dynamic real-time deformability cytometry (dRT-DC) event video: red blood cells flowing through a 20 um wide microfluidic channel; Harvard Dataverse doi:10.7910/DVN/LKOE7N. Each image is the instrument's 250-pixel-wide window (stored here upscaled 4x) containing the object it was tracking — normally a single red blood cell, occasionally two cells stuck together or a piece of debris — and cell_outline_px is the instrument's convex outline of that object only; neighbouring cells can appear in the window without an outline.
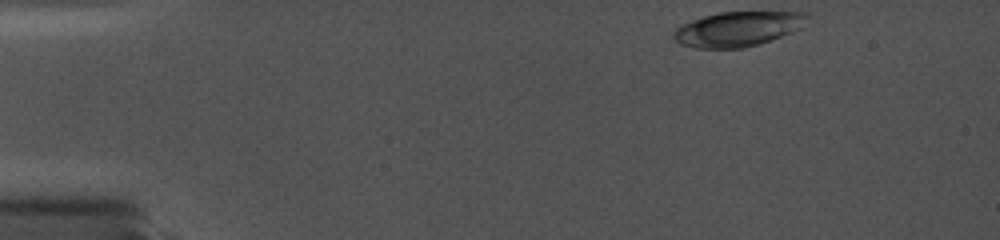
{"species": "common noctule bat (a hibernating species)", "species_latin": "Nyctalus noctula", "temperature_condition": "cold", "stored_images_in_passage": 19, "camera_frame_rate_fps": 5000, "um_per_image_px": 0.085, "animal": {"sex": "female", "body_mass_g": 19.0, "forearm_length_mm": 56.7}, "frame": {"image": 1, "passage_image": 1, "time_ms": 0.0, "image_size_px": [1000, 240], "cell_outline_px": [[800, 16], [788, 32], [780, 36], [760, 44], [744, 48], [696, 48], [680, 44], [676, 40], [676, 28], [692, 20], [704, 16], [720, 12], [796, 12]], "centroid_in_image_um": [62.48, 2.49], "position_along_channel_um": 22.5, "area_um2": 25.37}}
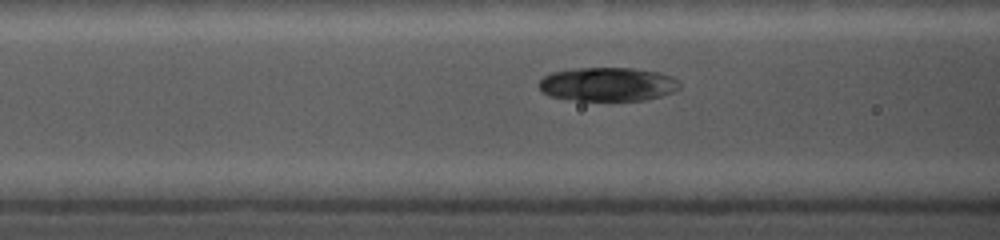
{"frame": {"image": 2, "passage_image": 15, "time_ms": 5.2, "image_size_px": [1000, 240], "cell_outline_px": [[680, 88], [672, 92], [660, 96], [644, 100], [576, 100], [548, 96], [540, 88], [540, 80], [544, 76], [552, 72], [572, 68], [636, 68], [656, 72], [668, 76], [676, 80], [680, 84]], "centroid_in_image_um": [51.63, 7.16], "position_along_channel_um": 115.0, "area_um2": 27.46}}
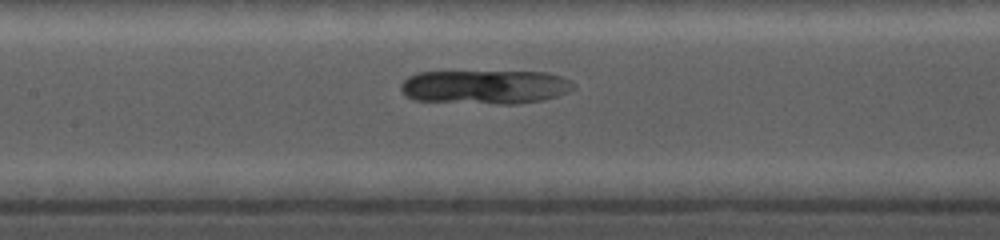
{"frame": {"image": 3, "passage_image": 19, "time_ms": 6.6, "image_size_px": [1000, 240], "cell_outline_px": [[572, 88], [568, 92], [544, 100], [516, 104], [500, 104], [412, 100], [400, 88], [400, 84], [408, 76], [416, 72], [548, 72], [560, 76], [568, 80], [572, 84]], "centroid_in_image_um": [41.2, 7.39], "position_along_channel_um": 166.2, "area_um2": 34.04}}